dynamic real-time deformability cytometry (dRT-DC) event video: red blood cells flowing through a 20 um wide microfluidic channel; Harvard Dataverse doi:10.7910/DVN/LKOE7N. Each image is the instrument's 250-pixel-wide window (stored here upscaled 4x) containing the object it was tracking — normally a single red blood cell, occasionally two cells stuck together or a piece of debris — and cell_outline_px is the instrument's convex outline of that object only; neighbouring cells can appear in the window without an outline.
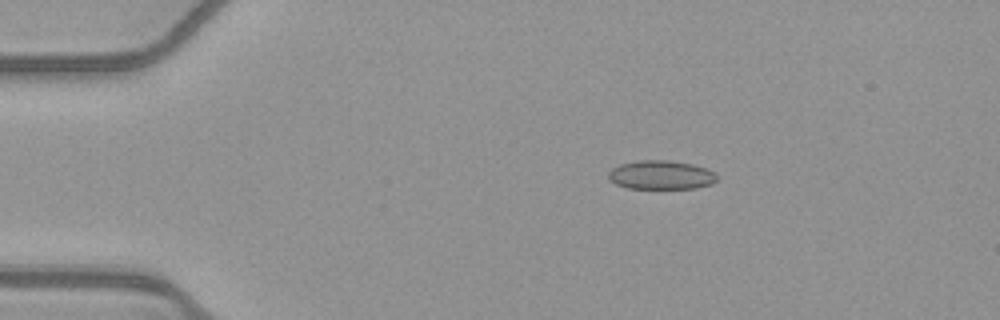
{"species": "common noctule bat (a hibernating species)", "species_latin": "Nyctalus noctula", "temperature_condition": "warm", "stored_images_in_passage": 44, "camera_frame_rate_fps": 3000, "um_per_image_px": 0.085, "animal": {"sex": "female", "body_mass_g": 21.9}, "frame": {"image": 1, "passage_image": 1, "time_ms": 0.0, "image_size_px": [1000, 320], "cell_outline_px": [[716, 180], [712, 184], [696, 188], [628, 188], [616, 184], [608, 180], [608, 172], [612, 168], [620, 164], [640, 160], [668, 160], [692, 164], [708, 168], [716, 172]], "centroid_in_image_um": [56.19, 14.87], "position_along_channel_um": 28.8, "area_um2": 18.38}}
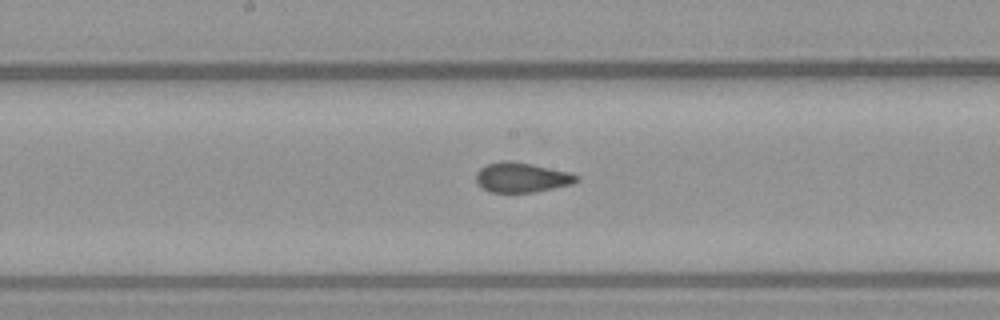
{"frame": {"image": 2, "passage_image": 19, "time_ms": 6.0, "image_size_px": [1000, 320], "cell_outline_px": [[580, 180], [572, 184], [532, 192], [492, 192], [476, 184], [476, 172], [480, 168], [488, 164], [500, 160], [504, 160], [532, 164], [568, 172], [580, 176]], "centroid_in_image_um": [44.33, 15.07], "position_along_channel_um": 203.9, "area_um2": 17.34}}
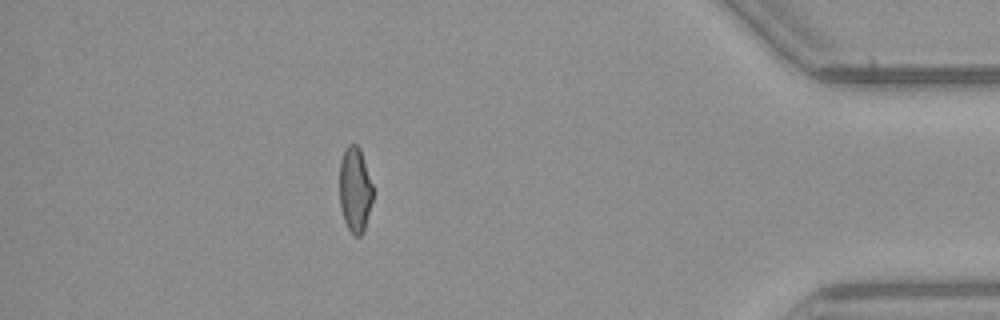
{"frame": {"image": 3, "passage_image": 38, "time_ms": 12.333, "image_size_px": [1000, 320], "cell_outline_px": [[372, 200], [364, 232], [360, 236], [356, 236], [348, 228], [344, 220], [340, 208], [340, 160], [348, 144], [356, 144], [360, 148], [372, 184]], "centroid_in_image_um": [30.17, 16.13], "position_along_channel_um": 405.0, "area_um2": 16.42}, "authors_computed_cell_mechanics": {"area_um2": 17.6868, "velocity_mm_per_s": 3.9256, "shape_relaxation_time_tau1_ms": null, "shape_relaxation_time_tau2_ms": 1.3132, "deformation_change_tau1": null, "deformation_change_tau2": 0.0382}}